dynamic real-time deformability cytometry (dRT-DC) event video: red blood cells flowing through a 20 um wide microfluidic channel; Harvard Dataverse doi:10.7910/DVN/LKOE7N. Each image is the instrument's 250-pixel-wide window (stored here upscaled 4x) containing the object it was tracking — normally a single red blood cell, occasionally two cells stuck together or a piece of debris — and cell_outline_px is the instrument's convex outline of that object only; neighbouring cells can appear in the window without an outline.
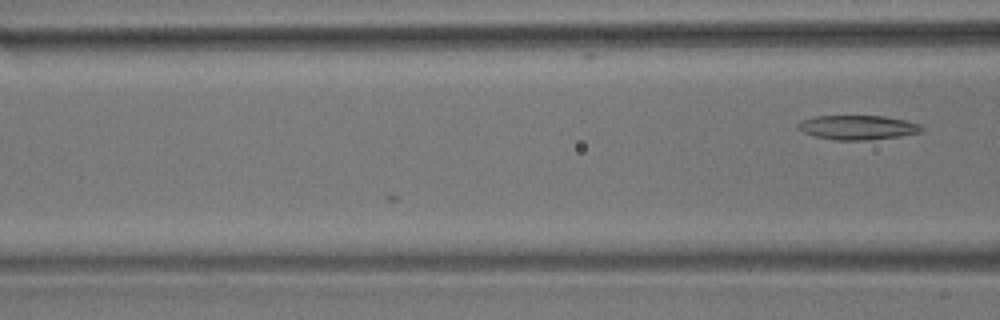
{"species": "common noctule bat (a hibernating species)", "species_latin": "Nyctalus noctula", "temperature_condition": "room temperature", "stored_images_in_passage": 5, "camera_frame_rate_fps": 3000, "um_per_image_px": 0.085, "animal": {"sex": "male", "body_mass_g": 17.9}, "frame": {"image": 1, "passage_image": 5, "time_ms": 1.333, "image_size_px": [1000, 320], "cell_outline_px": [[924, 128], [920, 132], [900, 136], [868, 140], [836, 140], [816, 136], [804, 132], [796, 128], [796, 124], [800, 120], [812, 116], [884, 116], [904, 120], [920, 124]], "centroid_in_image_um": [72.86, 10.82], "position_along_channel_um": 93.7, "area_um2": 17.57}}